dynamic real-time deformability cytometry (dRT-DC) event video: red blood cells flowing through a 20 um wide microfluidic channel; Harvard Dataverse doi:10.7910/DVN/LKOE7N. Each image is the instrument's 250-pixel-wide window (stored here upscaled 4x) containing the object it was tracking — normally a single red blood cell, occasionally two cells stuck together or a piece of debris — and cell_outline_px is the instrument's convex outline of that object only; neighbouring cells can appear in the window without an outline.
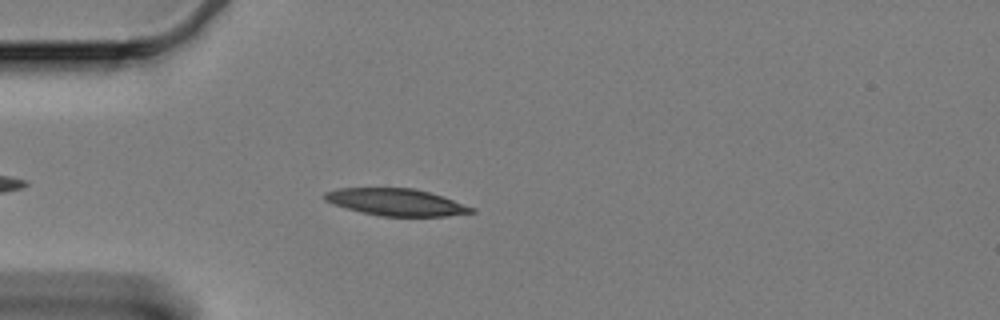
{"species": "Egyptian fruit bat (a non-hibernating species)", "species_latin": "Rousettus aegyptiacus", "temperature_condition": "cold", "stored_images_in_passage": 46, "camera_frame_rate_fps": 3000, "um_per_image_px": 0.085, "animal": {"sex": "female"}, "frame": {"image": 1, "passage_image": 6, "time_ms": 1.667, "image_size_px": [1000, 320], "cell_outline_px": [[476, 212], [448, 216], [380, 216], [360, 212], [332, 204], [324, 200], [324, 192], [340, 188], [412, 188], [444, 196], [476, 208]], "centroid_in_image_um": [33.69, 17.19], "position_along_channel_um": 51.3, "area_um2": 23.24}}
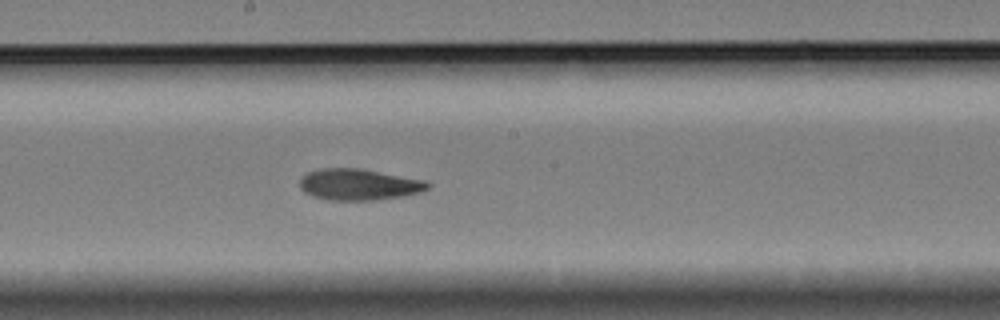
{"frame": {"image": 2, "passage_image": 22, "time_ms": 7.0, "image_size_px": [1000, 320], "cell_outline_px": [[432, 184], [424, 192], [404, 196], [376, 200], [328, 200], [312, 196], [304, 192], [300, 188], [300, 180], [308, 172], [320, 168], [356, 168], [424, 180]], "centroid_in_image_um": [30.51, 15.7], "position_along_channel_um": 217.7, "area_um2": 23.29}}
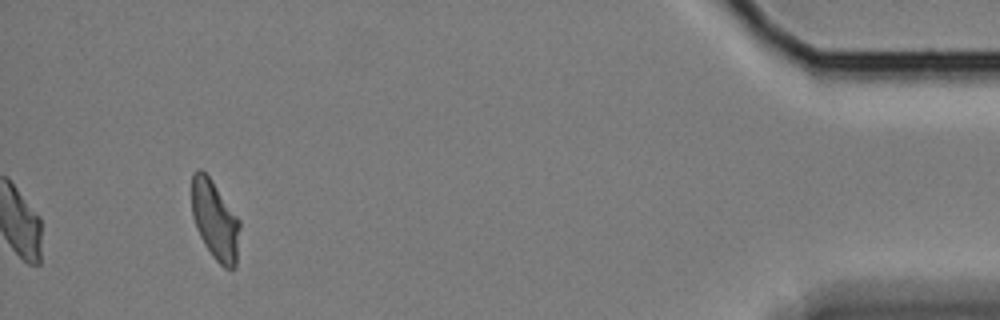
{"frame": {"image": 3, "passage_image": 46, "time_ms": 15.0, "image_size_px": [1000, 320], "cell_outline_px": [[240, 228], [236, 268], [224, 268], [212, 256], [204, 244], [200, 236], [192, 216], [192, 172], [196, 168], [200, 168], [212, 180], [240, 220]], "centroid_in_image_um": [18.28, 18.71], "position_along_channel_um": 416.9, "area_um2": 22.25}, "authors_computed_cell_mechanics": {"area_um2": 23.2645, "velocity_mm_per_s": 3.3146, "shape_relaxation_time_tau1_ms": 5.9229, "shape_relaxation_time_tau2_ms": 5.3445, "deformation_change_tau1": 0.1621, "deformation_change_tau2": 0.1208}}